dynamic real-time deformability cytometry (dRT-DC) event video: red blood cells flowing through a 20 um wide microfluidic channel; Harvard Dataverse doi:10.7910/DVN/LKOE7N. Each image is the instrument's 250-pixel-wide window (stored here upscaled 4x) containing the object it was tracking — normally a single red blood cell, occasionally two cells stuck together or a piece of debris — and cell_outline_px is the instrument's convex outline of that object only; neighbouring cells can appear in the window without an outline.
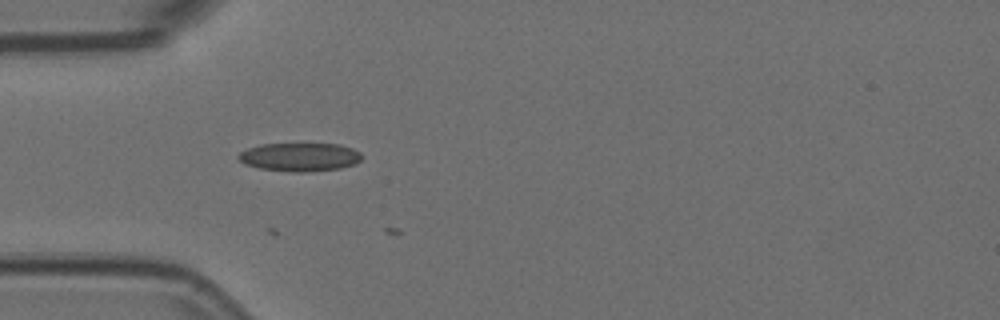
{"species": "Egyptian fruit bat (a non-hibernating species)", "species_latin": "Rousettus aegyptiacus", "temperature_condition": "room temperature", "stored_images_in_passage": 6, "camera_frame_rate_fps": 3000, "um_per_image_px": 0.085, "animal": {"sex": "female"}, "frame": {"image": 1, "passage_image": 3, "time_ms": 0.667, "image_size_px": [1000, 320], "cell_outline_px": [[360, 160], [356, 164], [340, 168], [304, 172], [296, 172], [260, 168], [244, 164], [236, 156], [240, 152], [248, 148], [260, 144], [340, 144], [352, 148], [360, 152]], "centroid_in_image_um": [25.47, 13.34], "position_along_channel_um": 59.5, "area_um2": 20.35}}
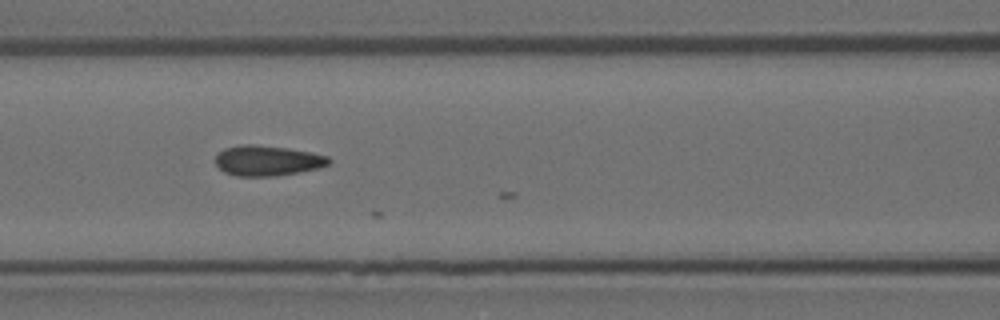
{"frame": {"image": 2, "passage_image": 5, "time_ms": 1.333, "image_size_px": [1000, 320], "cell_outline_px": [[332, 160], [328, 164], [320, 168], [276, 176], [236, 176], [224, 172], [216, 164], [216, 156], [224, 148], [240, 144], [252, 144], [288, 148], [328, 156]], "centroid_in_image_um": [22.73, 13.65], "position_along_channel_um": 143.9, "area_um2": 20.0}}